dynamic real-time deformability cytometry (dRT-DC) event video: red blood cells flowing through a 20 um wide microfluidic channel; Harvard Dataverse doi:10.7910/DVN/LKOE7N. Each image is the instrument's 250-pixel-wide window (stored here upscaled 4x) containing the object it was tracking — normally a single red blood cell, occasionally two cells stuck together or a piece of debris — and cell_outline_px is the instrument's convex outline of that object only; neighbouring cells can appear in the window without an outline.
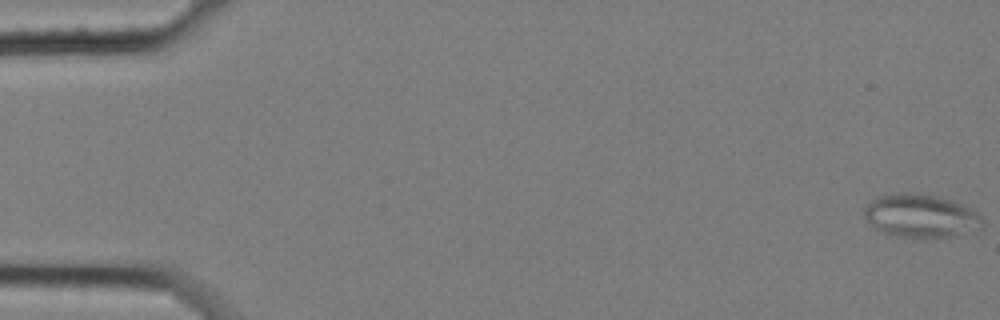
{"species": "common noctule bat (a hibernating species)", "species_latin": "Nyctalus noctula", "temperature_condition": "cold", "stored_images_in_passage": 5, "camera_frame_rate_fps": 3000, "um_per_image_px": 0.085, "animal": {"sex": "female", "body_mass_g": 25.1}, "frame": {"image": 1, "passage_image": 1, "time_ms": 0.0, "image_size_px": [1000, 320], "cell_outline_px": [[984, 224], [980, 228], [948, 236], [896, 236], [884, 232], [876, 228], [864, 216], [864, 204], [876, 196], [892, 192], [904, 192], [936, 196], [952, 200], [976, 212], [984, 220]], "centroid_in_image_um": [78.2, 18.3], "position_along_channel_um": 6.8, "area_um2": 29.3}}